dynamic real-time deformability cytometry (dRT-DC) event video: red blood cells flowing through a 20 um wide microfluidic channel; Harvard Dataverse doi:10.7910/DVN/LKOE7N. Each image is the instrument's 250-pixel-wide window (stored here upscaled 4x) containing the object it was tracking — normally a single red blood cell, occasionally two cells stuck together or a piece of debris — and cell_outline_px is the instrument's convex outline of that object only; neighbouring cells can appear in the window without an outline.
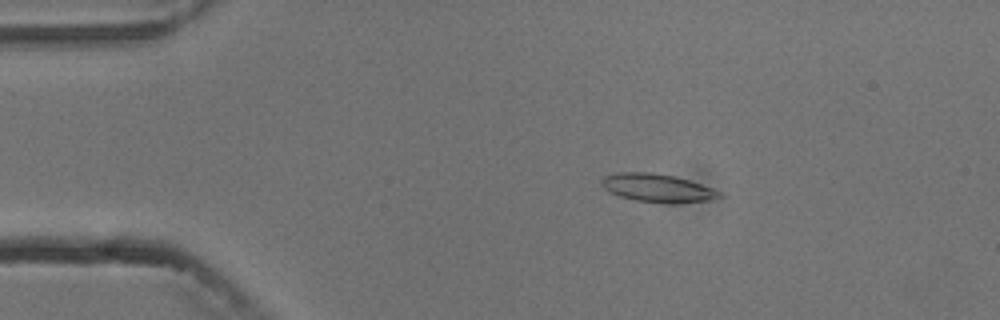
{"species": "common noctule bat (a hibernating species)", "species_latin": "Nyctalus noctula", "temperature_condition": "cold", "stored_images_in_passage": 7, "camera_frame_rate_fps": 3000, "um_per_image_px": 0.085, "animal": {"sex": "male", "body_mass_g": 13.3}, "frame": {"image": 1, "passage_image": 1, "time_ms": 0.0, "image_size_px": [1000, 320], "cell_outline_px": [[724, 196], [708, 200], [672, 204], [636, 200], [620, 196], [604, 188], [600, 184], [600, 180], [604, 176], [616, 172], [652, 172], [676, 176], [712, 188], [720, 192]], "centroid_in_image_um": [55.87, 15.97], "position_along_channel_um": 29.1, "area_um2": 19.36}}
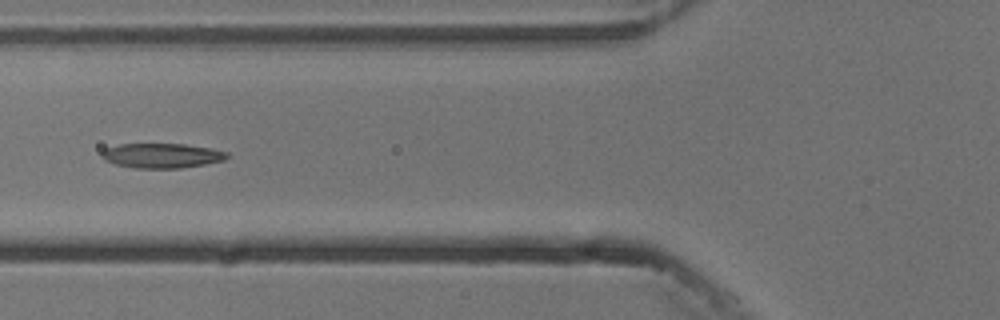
{"frame": {"image": 2, "passage_image": 4, "time_ms": 3.667, "image_size_px": [1000, 320], "cell_outline_px": [[228, 156], [224, 160], [204, 164], [180, 168], [136, 168], [116, 164], [104, 160], [100, 156], [100, 152], [104, 148], [120, 144], [184, 144], [212, 148], [228, 152]], "centroid_in_image_um": [13.72, 13.22], "position_along_channel_um": 112.1, "area_um2": 18.09}}
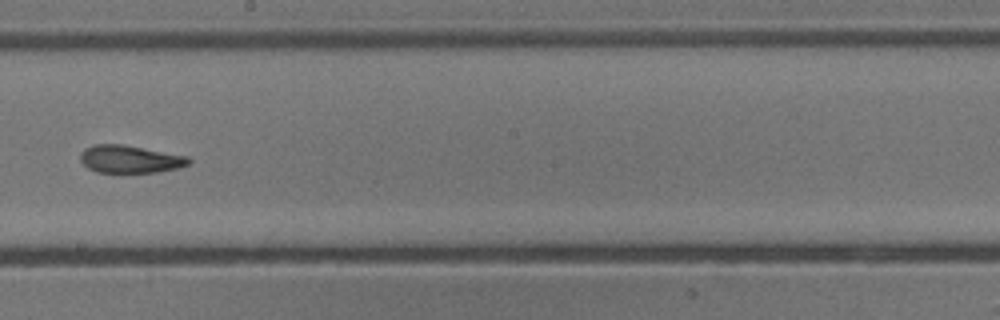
{"frame": {"image": 3, "passage_image": 7, "time_ms": 7.0, "image_size_px": [1000, 320], "cell_outline_px": [[192, 160], [188, 164], [176, 168], [156, 172], [96, 172], [88, 168], [80, 160], [80, 152], [84, 148], [92, 144], [120, 144], [188, 156]], "centroid_in_image_um": [11.01, 13.52], "position_along_channel_um": 237.2, "area_um2": 17.34}}